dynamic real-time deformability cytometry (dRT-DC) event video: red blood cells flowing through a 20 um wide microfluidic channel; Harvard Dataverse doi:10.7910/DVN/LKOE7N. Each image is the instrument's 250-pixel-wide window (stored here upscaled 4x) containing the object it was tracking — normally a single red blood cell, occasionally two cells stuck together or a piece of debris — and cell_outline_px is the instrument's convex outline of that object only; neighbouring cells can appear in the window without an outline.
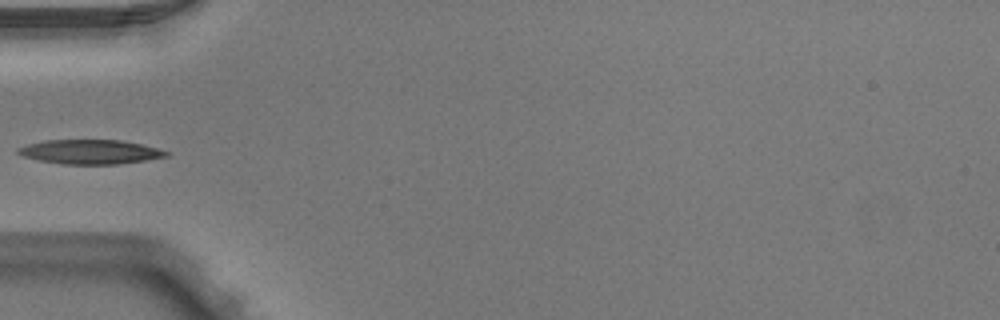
{"species": "Egyptian fruit bat (a non-hibernating species)", "species_latin": "Rousettus aegyptiacus", "temperature_condition": "warm", "stored_images_in_passage": 4, "camera_frame_rate_fps": 3000, "um_per_image_px": 0.085, "animal": {"sex": "male"}, "frame": {"image": 1, "passage_image": 4, "time_ms": 1.0, "image_size_px": [1000, 320], "cell_outline_px": [[168, 156], [144, 160], [116, 164], [60, 164], [40, 160], [24, 156], [16, 152], [16, 148], [28, 144], [44, 140], [120, 140], [140, 144], [156, 148], [168, 152]], "centroid_in_image_um": [7.61, 12.9], "position_along_channel_um": 77.4, "area_um2": 20.75}}